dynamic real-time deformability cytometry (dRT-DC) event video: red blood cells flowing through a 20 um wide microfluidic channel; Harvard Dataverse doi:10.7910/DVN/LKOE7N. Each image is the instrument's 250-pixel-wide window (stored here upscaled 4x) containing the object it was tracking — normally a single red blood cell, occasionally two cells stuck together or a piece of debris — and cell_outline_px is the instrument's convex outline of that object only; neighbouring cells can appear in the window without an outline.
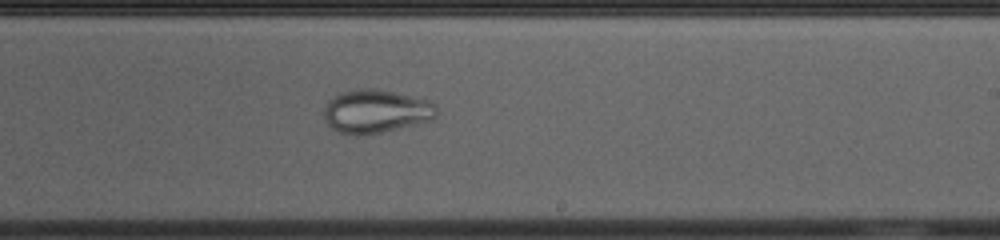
{"species": "common noctule bat (a hibernating species)", "species_latin": "Nyctalus noctula", "temperature_condition": "cold", "stored_images_in_passage": 37, "camera_frame_rate_fps": 3000, "um_per_image_px": 0.085, "animal": {"sex": "female", "body_mass_g": 23.0, "forearm_length_mm": 53.4}, "frame": {"image": 1, "passage_image": 19, "time_ms": 6.0, "image_size_px": [1000, 240], "cell_outline_px": [[440, 112], [432, 120], [380, 132], [340, 132], [332, 128], [324, 120], [324, 108], [328, 100], [340, 92], [360, 88], [376, 88], [428, 100], [436, 104]], "centroid_in_image_um": [31.98, 9.41], "position_along_channel_um": 257.0, "area_um2": 28.03}}
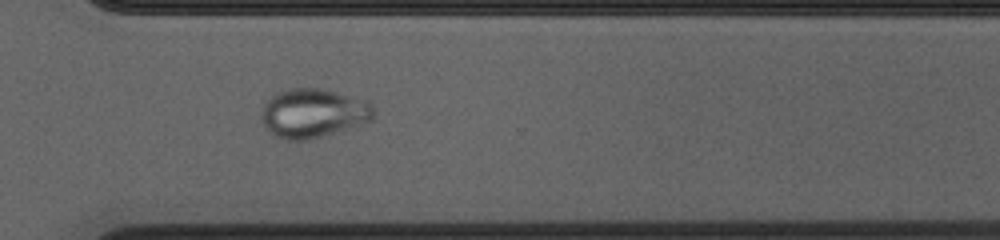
{"frame": {"image": 2, "passage_image": 26, "time_ms": 8.333, "image_size_px": [1000, 240], "cell_outline_px": [[376, 112], [372, 120], [356, 128], [308, 140], [288, 140], [272, 136], [264, 124], [260, 116], [260, 112], [264, 104], [276, 92], [288, 88], [320, 88], [336, 92], [364, 100], [372, 104]], "centroid_in_image_um": [26.64, 9.64], "position_along_channel_um": 344.0, "area_um2": 32.71}}
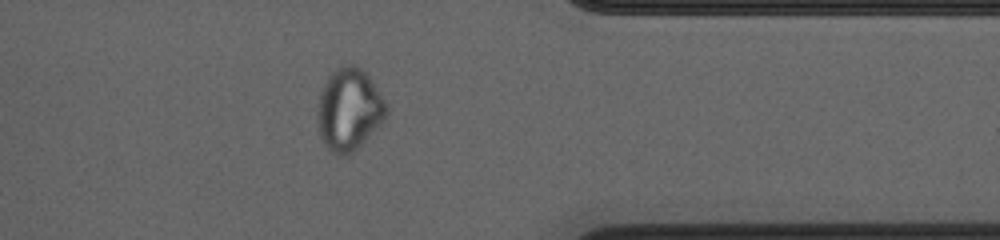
{"frame": {"image": 3, "passage_image": 30, "time_ms": 9.667, "image_size_px": [1000, 240], "cell_outline_px": [[388, 112], [380, 124], [348, 156], [340, 156], [332, 152], [324, 144], [320, 136], [316, 120], [316, 104], [320, 92], [328, 76], [336, 68], [344, 64], [352, 64], [360, 68], [372, 80], [388, 104]], "centroid_in_image_um": [29.64, 9.29], "position_along_channel_um": 381.8, "area_um2": 33.18}}